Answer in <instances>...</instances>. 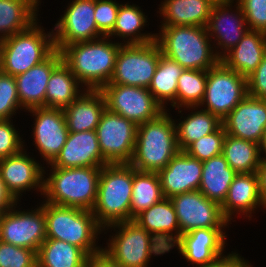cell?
<instances>
[{"label": "cell", "instance_id": "obj_1", "mask_svg": "<svg viewBox=\"0 0 266 267\" xmlns=\"http://www.w3.org/2000/svg\"><path fill=\"white\" fill-rule=\"evenodd\" d=\"M122 43H113L107 36L93 41L64 46L60 52L63 62L69 67L85 90H101L109 83Z\"/></svg>", "mask_w": 266, "mask_h": 267}, {"label": "cell", "instance_id": "obj_2", "mask_svg": "<svg viewBox=\"0 0 266 267\" xmlns=\"http://www.w3.org/2000/svg\"><path fill=\"white\" fill-rule=\"evenodd\" d=\"M160 27L156 41L162 54L177 62L182 68L208 71L220 61L211 47L206 27L186 25Z\"/></svg>", "mask_w": 266, "mask_h": 267}, {"label": "cell", "instance_id": "obj_3", "mask_svg": "<svg viewBox=\"0 0 266 267\" xmlns=\"http://www.w3.org/2000/svg\"><path fill=\"white\" fill-rule=\"evenodd\" d=\"M175 122L165 110L156 119L138 125L129 163L135 170L159 172L180 151Z\"/></svg>", "mask_w": 266, "mask_h": 267}, {"label": "cell", "instance_id": "obj_4", "mask_svg": "<svg viewBox=\"0 0 266 267\" xmlns=\"http://www.w3.org/2000/svg\"><path fill=\"white\" fill-rule=\"evenodd\" d=\"M51 168L43 180L44 202L92 211L101 167Z\"/></svg>", "mask_w": 266, "mask_h": 267}, {"label": "cell", "instance_id": "obj_5", "mask_svg": "<svg viewBox=\"0 0 266 267\" xmlns=\"http://www.w3.org/2000/svg\"><path fill=\"white\" fill-rule=\"evenodd\" d=\"M46 218V239L65 241L84 250L90 257L103 248L96 239L103 231L90 210L61 206L43 201Z\"/></svg>", "mask_w": 266, "mask_h": 267}, {"label": "cell", "instance_id": "obj_6", "mask_svg": "<svg viewBox=\"0 0 266 267\" xmlns=\"http://www.w3.org/2000/svg\"><path fill=\"white\" fill-rule=\"evenodd\" d=\"M133 167L108 164L101 167L97 201L92 210L97 223L105 227L130 220Z\"/></svg>", "mask_w": 266, "mask_h": 267}, {"label": "cell", "instance_id": "obj_7", "mask_svg": "<svg viewBox=\"0 0 266 267\" xmlns=\"http://www.w3.org/2000/svg\"><path fill=\"white\" fill-rule=\"evenodd\" d=\"M44 31L36 21L27 30L0 40L1 71L17 76L46 60L56 49L53 31Z\"/></svg>", "mask_w": 266, "mask_h": 267}, {"label": "cell", "instance_id": "obj_8", "mask_svg": "<svg viewBox=\"0 0 266 267\" xmlns=\"http://www.w3.org/2000/svg\"><path fill=\"white\" fill-rule=\"evenodd\" d=\"M116 228L115 236H111L108 246L102 249L123 267H147L152 254L163 255L169 251L146 229L134 220L114 223L103 230Z\"/></svg>", "mask_w": 266, "mask_h": 267}, {"label": "cell", "instance_id": "obj_9", "mask_svg": "<svg viewBox=\"0 0 266 267\" xmlns=\"http://www.w3.org/2000/svg\"><path fill=\"white\" fill-rule=\"evenodd\" d=\"M161 55L162 51L156 40L144 44L122 43L112 77L107 84L148 88Z\"/></svg>", "mask_w": 266, "mask_h": 267}, {"label": "cell", "instance_id": "obj_10", "mask_svg": "<svg viewBox=\"0 0 266 267\" xmlns=\"http://www.w3.org/2000/svg\"><path fill=\"white\" fill-rule=\"evenodd\" d=\"M247 96V78L221 60L208 70L205 96L200 106L221 121ZM206 103V104H205Z\"/></svg>", "mask_w": 266, "mask_h": 267}, {"label": "cell", "instance_id": "obj_11", "mask_svg": "<svg viewBox=\"0 0 266 267\" xmlns=\"http://www.w3.org/2000/svg\"><path fill=\"white\" fill-rule=\"evenodd\" d=\"M138 125L107 108L96 127L100 151L108 164H129L135 149Z\"/></svg>", "mask_w": 266, "mask_h": 267}, {"label": "cell", "instance_id": "obj_12", "mask_svg": "<svg viewBox=\"0 0 266 267\" xmlns=\"http://www.w3.org/2000/svg\"><path fill=\"white\" fill-rule=\"evenodd\" d=\"M100 91L104 94L109 111L137 125L154 120L167 110L155 100L148 88L106 84Z\"/></svg>", "mask_w": 266, "mask_h": 267}, {"label": "cell", "instance_id": "obj_13", "mask_svg": "<svg viewBox=\"0 0 266 267\" xmlns=\"http://www.w3.org/2000/svg\"><path fill=\"white\" fill-rule=\"evenodd\" d=\"M12 206L0 213V240L17 247L28 248L38 252L46 240V218L44 209L19 211Z\"/></svg>", "mask_w": 266, "mask_h": 267}, {"label": "cell", "instance_id": "obj_14", "mask_svg": "<svg viewBox=\"0 0 266 267\" xmlns=\"http://www.w3.org/2000/svg\"><path fill=\"white\" fill-rule=\"evenodd\" d=\"M68 5L52 30L56 50L60 51L66 45L104 37L95 22V0H73Z\"/></svg>", "mask_w": 266, "mask_h": 267}, {"label": "cell", "instance_id": "obj_15", "mask_svg": "<svg viewBox=\"0 0 266 267\" xmlns=\"http://www.w3.org/2000/svg\"><path fill=\"white\" fill-rule=\"evenodd\" d=\"M177 215L181 235L201 228H224L230 224L221 206L206 198L199 190L177 194L170 198Z\"/></svg>", "mask_w": 266, "mask_h": 267}, {"label": "cell", "instance_id": "obj_16", "mask_svg": "<svg viewBox=\"0 0 266 267\" xmlns=\"http://www.w3.org/2000/svg\"><path fill=\"white\" fill-rule=\"evenodd\" d=\"M28 112L35 116L32 129L35 145L49 165L60 153L69 134L63 109L40 107Z\"/></svg>", "mask_w": 266, "mask_h": 267}, {"label": "cell", "instance_id": "obj_17", "mask_svg": "<svg viewBox=\"0 0 266 267\" xmlns=\"http://www.w3.org/2000/svg\"><path fill=\"white\" fill-rule=\"evenodd\" d=\"M235 0H225L215 3L206 26L208 35L216 45L220 46L221 52L215 54L221 59L228 51L235 47L249 30L241 5L236 1V12H231V5ZM230 10V11H229ZM213 37V38H211Z\"/></svg>", "mask_w": 266, "mask_h": 267}, {"label": "cell", "instance_id": "obj_18", "mask_svg": "<svg viewBox=\"0 0 266 267\" xmlns=\"http://www.w3.org/2000/svg\"><path fill=\"white\" fill-rule=\"evenodd\" d=\"M226 134L260 145L266 129V100L247 95L222 120Z\"/></svg>", "mask_w": 266, "mask_h": 267}, {"label": "cell", "instance_id": "obj_19", "mask_svg": "<svg viewBox=\"0 0 266 267\" xmlns=\"http://www.w3.org/2000/svg\"><path fill=\"white\" fill-rule=\"evenodd\" d=\"M23 148L19 153L0 160V176L7 191L18 202L20 194L33 188L43 194L45 167L26 154Z\"/></svg>", "mask_w": 266, "mask_h": 267}, {"label": "cell", "instance_id": "obj_20", "mask_svg": "<svg viewBox=\"0 0 266 267\" xmlns=\"http://www.w3.org/2000/svg\"><path fill=\"white\" fill-rule=\"evenodd\" d=\"M225 228H201L181 235L173 245L179 253L196 267H205L224 257Z\"/></svg>", "mask_w": 266, "mask_h": 267}, {"label": "cell", "instance_id": "obj_21", "mask_svg": "<svg viewBox=\"0 0 266 267\" xmlns=\"http://www.w3.org/2000/svg\"><path fill=\"white\" fill-rule=\"evenodd\" d=\"M56 168L103 167L108 165L100 151L95 130L69 132L66 142L55 160Z\"/></svg>", "mask_w": 266, "mask_h": 267}, {"label": "cell", "instance_id": "obj_22", "mask_svg": "<svg viewBox=\"0 0 266 267\" xmlns=\"http://www.w3.org/2000/svg\"><path fill=\"white\" fill-rule=\"evenodd\" d=\"M202 161L179 151L158 174L165 198L199 189L202 179Z\"/></svg>", "mask_w": 266, "mask_h": 267}, {"label": "cell", "instance_id": "obj_23", "mask_svg": "<svg viewBox=\"0 0 266 267\" xmlns=\"http://www.w3.org/2000/svg\"><path fill=\"white\" fill-rule=\"evenodd\" d=\"M62 61L61 52L55 50L43 62L15 76L21 109L45 107V94L49 78L52 71Z\"/></svg>", "mask_w": 266, "mask_h": 267}, {"label": "cell", "instance_id": "obj_24", "mask_svg": "<svg viewBox=\"0 0 266 267\" xmlns=\"http://www.w3.org/2000/svg\"><path fill=\"white\" fill-rule=\"evenodd\" d=\"M133 220L160 241L168 251L173 249V245L181 237L177 215L170 198L164 197Z\"/></svg>", "mask_w": 266, "mask_h": 267}, {"label": "cell", "instance_id": "obj_25", "mask_svg": "<svg viewBox=\"0 0 266 267\" xmlns=\"http://www.w3.org/2000/svg\"><path fill=\"white\" fill-rule=\"evenodd\" d=\"M258 206L264 208L257 172L236 174L230 184L226 199L221 205L225 219L230 222L232 215L236 212L248 214L246 217L250 218Z\"/></svg>", "mask_w": 266, "mask_h": 267}, {"label": "cell", "instance_id": "obj_26", "mask_svg": "<svg viewBox=\"0 0 266 267\" xmlns=\"http://www.w3.org/2000/svg\"><path fill=\"white\" fill-rule=\"evenodd\" d=\"M82 92L63 110L69 132L96 130L106 109V100L100 90L83 89Z\"/></svg>", "mask_w": 266, "mask_h": 267}, {"label": "cell", "instance_id": "obj_27", "mask_svg": "<svg viewBox=\"0 0 266 267\" xmlns=\"http://www.w3.org/2000/svg\"><path fill=\"white\" fill-rule=\"evenodd\" d=\"M266 54V33L248 30L238 44L220 60L244 77L250 76Z\"/></svg>", "mask_w": 266, "mask_h": 267}, {"label": "cell", "instance_id": "obj_28", "mask_svg": "<svg viewBox=\"0 0 266 267\" xmlns=\"http://www.w3.org/2000/svg\"><path fill=\"white\" fill-rule=\"evenodd\" d=\"M214 4L212 0H164L159 8L161 26L206 27Z\"/></svg>", "mask_w": 266, "mask_h": 267}, {"label": "cell", "instance_id": "obj_29", "mask_svg": "<svg viewBox=\"0 0 266 267\" xmlns=\"http://www.w3.org/2000/svg\"><path fill=\"white\" fill-rule=\"evenodd\" d=\"M202 164V179L198 190L221 206L237 173L229 166L223 154L205 160Z\"/></svg>", "mask_w": 266, "mask_h": 267}, {"label": "cell", "instance_id": "obj_30", "mask_svg": "<svg viewBox=\"0 0 266 267\" xmlns=\"http://www.w3.org/2000/svg\"><path fill=\"white\" fill-rule=\"evenodd\" d=\"M38 6L36 0H0V40L30 28Z\"/></svg>", "mask_w": 266, "mask_h": 267}, {"label": "cell", "instance_id": "obj_31", "mask_svg": "<svg viewBox=\"0 0 266 267\" xmlns=\"http://www.w3.org/2000/svg\"><path fill=\"white\" fill-rule=\"evenodd\" d=\"M90 256L79 247L46 239L37 252V267H88Z\"/></svg>", "mask_w": 266, "mask_h": 267}, {"label": "cell", "instance_id": "obj_32", "mask_svg": "<svg viewBox=\"0 0 266 267\" xmlns=\"http://www.w3.org/2000/svg\"><path fill=\"white\" fill-rule=\"evenodd\" d=\"M81 84L72 74L69 67L62 61L49 78L46 94L45 108L65 109L82 93Z\"/></svg>", "mask_w": 266, "mask_h": 267}, {"label": "cell", "instance_id": "obj_33", "mask_svg": "<svg viewBox=\"0 0 266 267\" xmlns=\"http://www.w3.org/2000/svg\"><path fill=\"white\" fill-rule=\"evenodd\" d=\"M146 17L138 5L120 4L115 26L107 37L119 36L123 38L125 44H144L155 41L156 34L140 32L148 22ZM125 38L128 40L126 41Z\"/></svg>", "mask_w": 266, "mask_h": 267}, {"label": "cell", "instance_id": "obj_34", "mask_svg": "<svg viewBox=\"0 0 266 267\" xmlns=\"http://www.w3.org/2000/svg\"><path fill=\"white\" fill-rule=\"evenodd\" d=\"M163 198L158 172L139 171L133 168L130 220Z\"/></svg>", "mask_w": 266, "mask_h": 267}, {"label": "cell", "instance_id": "obj_35", "mask_svg": "<svg viewBox=\"0 0 266 267\" xmlns=\"http://www.w3.org/2000/svg\"><path fill=\"white\" fill-rule=\"evenodd\" d=\"M222 154L237 174L257 172L261 161L259 144L228 134L224 139Z\"/></svg>", "mask_w": 266, "mask_h": 267}, {"label": "cell", "instance_id": "obj_36", "mask_svg": "<svg viewBox=\"0 0 266 267\" xmlns=\"http://www.w3.org/2000/svg\"><path fill=\"white\" fill-rule=\"evenodd\" d=\"M183 70L184 68L177 62L167 58L163 54L160 56L148 90L163 109L167 108L164 105L167 104V101H170L172 104L176 100L178 79Z\"/></svg>", "mask_w": 266, "mask_h": 267}, {"label": "cell", "instance_id": "obj_37", "mask_svg": "<svg viewBox=\"0 0 266 267\" xmlns=\"http://www.w3.org/2000/svg\"><path fill=\"white\" fill-rule=\"evenodd\" d=\"M221 125L222 121L209 111L201 109L191 112L175 125L179 150L184 151L191 143L215 132Z\"/></svg>", "mask_w": 266, "mask_h": 267}, {"label": "cell", "instance_id": "obj_38", "mask_svg": "<svg viewBox=\"0 0 266 267\" xmlns=\"http://www.w3.org/2000/svg\"><path fill=\"white\" fill-rule=\"evenodd\" d=\"M207 70L184 69L178 79L176 100L171 104L180 110V107L194 108L200 107L206 89ZM196 108V109H195Z\"/></svg>", "mask_w": 266, "mask_h": 267}, {"label": "cell", "instance_id": "obj_39", "mask_svg": "<svg viewBox=\"0 0 266 267\" xmlns=\"http://www.w3.org/2000/svg\"><path fill=\"white\" fill-rule=\"evenodd\" d=\"M225 137L226 132L223 125H221L215 132L205 135L191 143L184 152L203 162L222 154Z\"/></svg>", "mask_w": 266, "mask_h": 267}, {"label": "cell", "instance_id": "obj_40", "mask_svg": "<svg viewBox=\"0 0 266 267\" xmlns=\"http://www.w3.org/2000/svg\"><path fill=\"white\" fill-rule=\"evenodd\" d=\"M18 107L21 109L15 76L0 71V120L11 119Z\"/></svg>", "mask_w": 266, "mask_h": 267}, {"label": "cell", "instance_id": "obj_41", "mask_svg": "<svg viewBox=\"0 0 266 267\" xmlns=\"http://www.w3.org/2000/svg\"><path fill=\"white\" fill-rule=\"evenodd\" d=\"M0 267H37V252L0 240Z\"/></svg>", "mask_w": 266, "mask_h": 267}, {"label": "cell", "instance_id": "obj_42", "mask_svg": "<svg viewBox=\"0 0 266 267\" xmlns=\"http://www.w3.org/2000/svg\"><path fill=\"white\" fill-rule=\"evenodd\" d=\"M119 7L120 4L113 0H95V22L104 36L113 30Z\"/></svg>", "mask_w": 266, "mask_h": 267}, {"label": "cell", "instance_id": "obj_43", "mask_svg": "<svg viewBox=\"0 0 266 267\" xmlns=\"http://www.w3.org/2000/svg\"><path fill=\"white\" fill-rule=\"evenodd\" d=\"M249 30L266 33V0H237Z\"/></svg>", "mask_w": 266, "mask_h": 267}, {"label": "cell", "instance_id": "obj_44", "mask_svg": "<svg viewBox=\"0 0 266 267\" xmlns=\"http://www.w3.org/2000/svg\"><path fill=\"white\" fill-rule=\"evenodd\" d=\"M11 120H0V160L19 153L25 145Z\"/></svg>", "mask_w": 266, "mask_h": 267}, {"label": "cell", "instance_id": "obj_45", "mask_svg": "<svg viewBox=\"0 0 266 267\" xmlns=\"http://www.w3.org/2000/svg\"><path fill=\"white\" fill-rule=\"evenodd\" d=\"M247 95L266 100V54L256 70L247 77Z\"/></svg>", "mask_w": 266, "mask_h": 267}, {"label": "cell", "instance_id": "obj_46", "mask_svg": "<svg viewBox=\"0 0 266 267\" xmlns=\"http://www.w3.org/2000/svg\"><path fill=\"white\" fill-rule=\"evenodd\" d=\"M248 261L238 254L233 252L229 255H224V257L219 258L216 262L209 264L205 267H252ZM250 264V265H249Z\"/></svg>", "mask_w": 266, "mask_h": 267}, {"label": "cell", "instance_id": "obj_47", "mask_svg": "<svg viewBox=\"0 0 266 267\" xmlns=\"http://www.w3.org/2000/svg\"><path fill=\"white\" fill-rule=\"evenodd\" d=\"M88 267H123V266L121 264H118L103 250H101L89 258Z\"/></svg>", "mask_w": 266, "mask_h": 267}, {"label": "cell", "instance_id": "obj_48", "mask_svg": "<svg viewBox=\"0 0 266 267\" xmlns=\"http://www.w3.org/2000/svg\"><path fill=\"white\" fill-rule=\"evenodd\" d=\"M18 202L7 191V188L0 176V213L10 209L12 206H17Z\"/></svg>", "mask_w": 266, "mask_h": 267}, {"label": "cell", "instance_id": "obj_49", "mask_svg": "<svg viewBox=\"0 0 266 267\" xmlns=\"http://www.w3.org/2000/svg\"><path fill=\"white\" fill-rule=\"evenodd\" d=\"M260 195L264 208H266V158H261L260 165L257 170Z\"/></svg>", "mask_w": 266, "mask_h": 267}, {"label": "cell", "instance_id": "obj_50", "mask_svg": "<svg viewBox=\"0 0 266 267\" xmlns=\"http://www.w3.org/2000/svg\"><path fill=\"white\" fill-rule=\"evenodd\" d=\"M260 152H265V157L261 156V158H266V129L264 131V135L260 143Z\"/></svg>", "mask_w": 266, "mask_h": 267}, {"label": "cell", "instance_id": "obj_51", "mask_svg": "<svg viewBox=\"0 0 266 267\" xmlns=\"http://www.w3.org/2000/svg\"><path fill=\"white\" fill-rule=\"evenodd\" d=\"M214 3L224 2L225 0H212Z\"/></svg>", "mask_w": 266, "mask_h": 267}]
</instances>
